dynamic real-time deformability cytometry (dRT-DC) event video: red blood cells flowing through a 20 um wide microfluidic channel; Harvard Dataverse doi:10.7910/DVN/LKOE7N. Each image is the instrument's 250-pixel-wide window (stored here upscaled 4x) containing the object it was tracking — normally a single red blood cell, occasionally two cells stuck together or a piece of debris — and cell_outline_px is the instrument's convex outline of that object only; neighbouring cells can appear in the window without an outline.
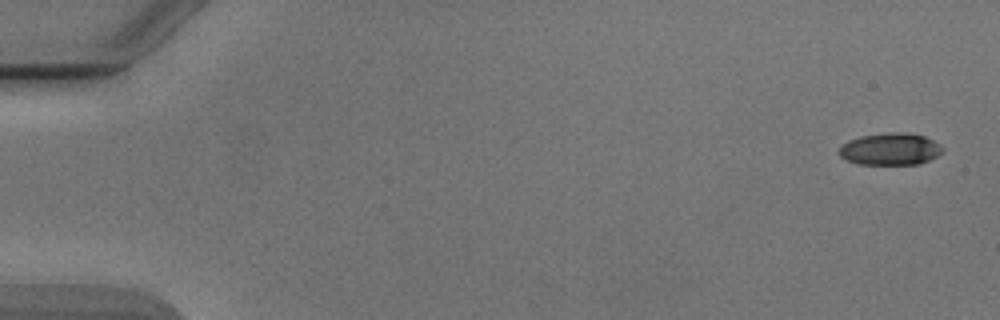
{"species": "Egyptian fruit bat (a non-hibernating species)", "species_latin": "Rousettus aegyptiacus", "temperature_condition": "cold", "stored_images_in_passage": 6, "segment_of_instrument_passage": [1, 2], "camera_frame_rate_fps": 3000, "um_per_image_px": 0.085, "animal": {"sex": "male"}, "frame": {"image": 1, "passage_image": 1, "time_ms": 0.0, "image_size_px": [1000, 320], "cell_outline_px": [[944, 148], [936, 156], [920, 164], [860, 164], [844, 160], [836, 152], [848, 140], [860, 136], [892, 132], [904, 132], [924, 136], [940, 144]], "centroid_in_image_um": [75.64, 12.67], "position_along_channel_um": 9.4, "area_um2": 19.31}}
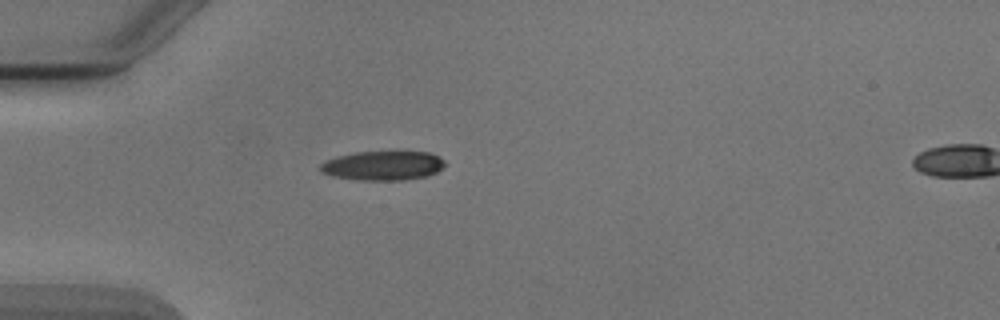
{"frame": {"image": 2, "passage_image": 5, "time_ms": 4.667, "image_size_px": [1000, 320], "cell_outline_px": [[444, 164], [436, 172], [428, 176], [404, 180], [360, 180], [332, 176], [320, 172], [320, 164], [328, 160], [340, 156], [356, 152], [428, 152], [440, 156], [444, 160]], "centroid_in_image_um": [32.56, 14.08], "position_along_channel_um": 52.4, "area_um2": 21.1}}